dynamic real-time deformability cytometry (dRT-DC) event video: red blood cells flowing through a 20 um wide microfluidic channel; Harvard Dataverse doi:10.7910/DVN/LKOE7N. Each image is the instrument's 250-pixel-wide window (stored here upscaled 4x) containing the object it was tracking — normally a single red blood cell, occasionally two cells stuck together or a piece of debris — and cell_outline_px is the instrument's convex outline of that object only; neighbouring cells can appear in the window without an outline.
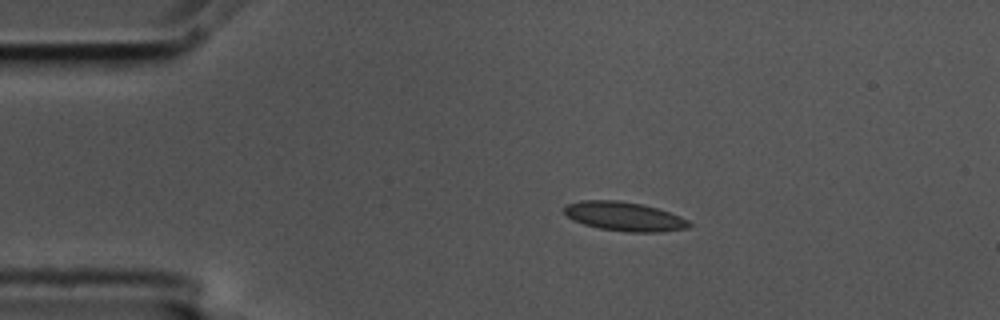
{"species": "common noctule bat (a hibernating species)", "species_latin": "Nyctalus noctula", "temperature_condition": "cold", "stored_images_in_passage": 3, "camera_frame_rate_fps": 3000, "um_per_image_px": 0.085, "animal": {"sex": "male", "body_mass_g": 17.5, "forearm_length_mm": 52.3}, "frame": {"image": 1, "passage_image": 1, "time_ms": 0.0, "image_size_px": [1000, 320], "cell_outline_px": [[692, 224], [688, 228], [660, 232], [628, 232], [600, 228], [584, 224], [572, 220], [564, 212], [564, 204], [580, 200], [620, 200], [640, 204], [656, 208], [680, 216], [688, 220]], "centroid_in_image_um": [53.04, 18.39], "position_along_channel_um": 32.0, "area_um2": 21.15}}
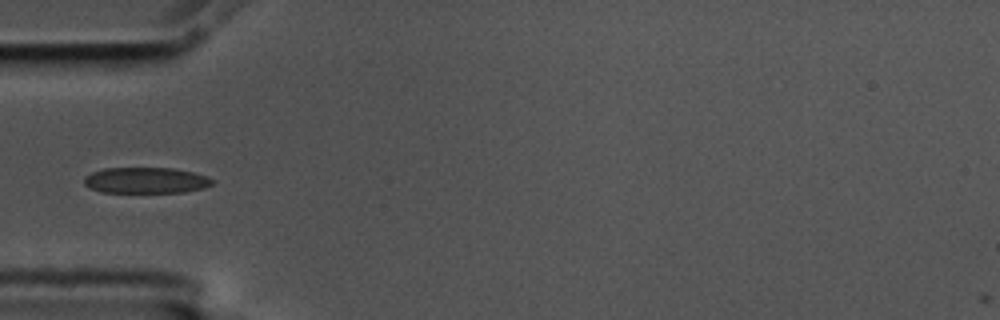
{"frame": {"image": 2, "passage_image": 3, "time_ms": 0.667, "image_size_px": [1000, 320], "cell_outline_px": [[216, 180], [212, 184], [204, 188], [184, 192], [100, 192], [84, 184], [84, 176], [92, 172], [104, 168], [172, 168], [192, 172], [208, 176]], "centroid_in_image_um": [12.42, 15.32], "position_along_channel_um": 72.6, "area_um2": 19.42}}